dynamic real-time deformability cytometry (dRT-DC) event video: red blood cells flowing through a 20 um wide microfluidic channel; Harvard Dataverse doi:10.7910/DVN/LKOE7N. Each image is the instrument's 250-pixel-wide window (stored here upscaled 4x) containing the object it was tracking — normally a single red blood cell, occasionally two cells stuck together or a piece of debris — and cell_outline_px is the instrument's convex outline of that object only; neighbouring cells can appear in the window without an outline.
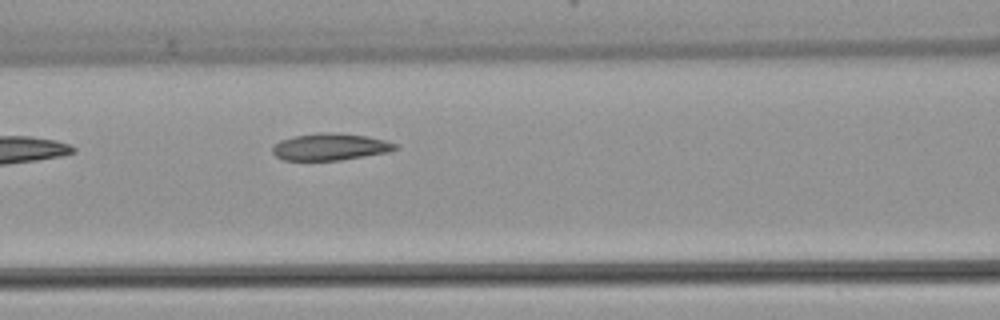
{"species": "common noctule bat (a hibernating species)", "species_latin": "Nyctalus noctula", "temperature_condition": "warm", "stored_images_in_passage": 6, "camera_frame_rate_fps": 3000, "um_per_image_px": 0.085, "animal": {"sex": "female", "body_mass_g": 22.7, "forearm_length_mm": 54.2}, "frame": {"image": 1, "passage_image": 6, "time_ms": 6.0, "image_size_px": [1000, 320], "cell_outline_px": [[400, 148], [388, 152], [340, 160], [284, 160], [276, 156], [272, 152], [272, 144], [280, 140], [292, 136], [320, 132], [368, 136], [384, 140], [396, 144]], "centroid_in_image_um": [28.03, 12.48], "position_along_channel_um": 138.6, "area_um2": 19.19}}